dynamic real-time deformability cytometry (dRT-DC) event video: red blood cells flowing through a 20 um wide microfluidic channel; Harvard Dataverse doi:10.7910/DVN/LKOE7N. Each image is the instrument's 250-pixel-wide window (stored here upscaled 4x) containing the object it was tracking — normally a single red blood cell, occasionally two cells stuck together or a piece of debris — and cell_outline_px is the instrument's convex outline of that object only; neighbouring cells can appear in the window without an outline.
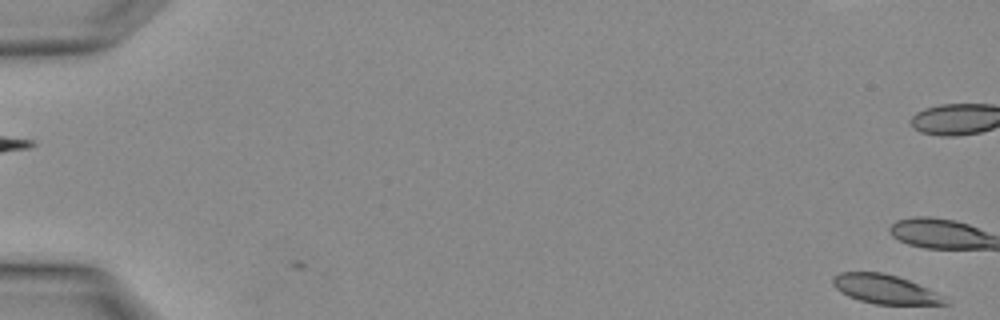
{"species": "Egyptian fruit bat (a non-hibernating species)", "species_latin": "Rousettus aegyptiacus", "temperature_condition": "warm", "stored_images_in_passage": 2, "segment_of_instrument_passage": [2, 2], "camera_frame_rate_fps": 3000, "um_per_image_px": 0.085, "animal": {"sex": "female"}, "frame": {"image": 1, "passage_image": 2, "time_ms": 0.333, "image_size_px": [1000, 320], "cell_outline_px": [[948, 304], [876, 304], [860, 300], [848, 296], [840, 292], [832, 284], [832, 280], [840, 272], [880, 272], [896, 276], [908, 280], [932, 292]], "centroid_in_image_um": [75.08, 24.57], "position_along_channel_um": 9.9, "area_um2": 18.15}}